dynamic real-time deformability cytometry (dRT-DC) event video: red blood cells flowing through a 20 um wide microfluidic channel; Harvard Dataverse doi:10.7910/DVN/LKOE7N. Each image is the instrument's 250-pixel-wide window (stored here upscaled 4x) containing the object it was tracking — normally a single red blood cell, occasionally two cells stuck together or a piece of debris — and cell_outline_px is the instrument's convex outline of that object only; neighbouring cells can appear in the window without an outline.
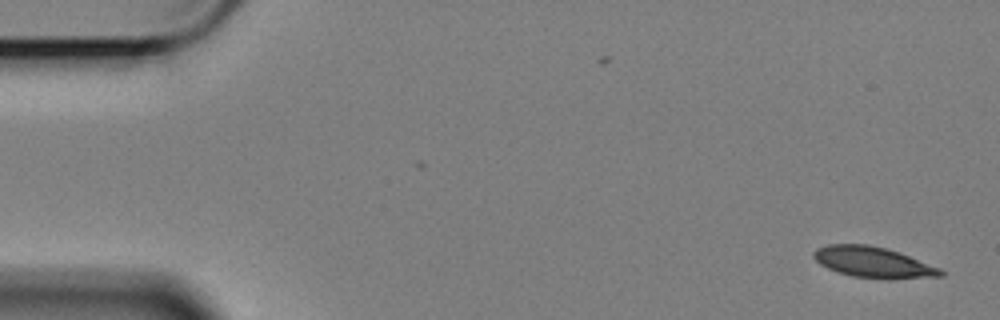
{"species": "Egyptian fruit bat (a non-hibernating species)", "species_latin": "Rousettus aegyptiacus", "temperature_condition": "cold", "stored_images_in_passage": 58, "camera_frame_rate_fps": 3000, "um_per_image_px": 0.085, "animal": {"sex": "female"}, "frame": {"image": 1, "passage_image": 1, "time_ms": 0.0, "image_size_px": [1000, 320], "cell_outline_px": [[944, 276], [888, 280], [852, 276], [836, 272], [820, 264], [812, 256], [812, 252], [816, 248], [828, 244], [868, 244], [900, 252], [940, 268], [944, 272]], "centroid_in_image_um": [74.22, 22.3], "position_along_channel_um": 10.8, "area_um2": 23.12}}
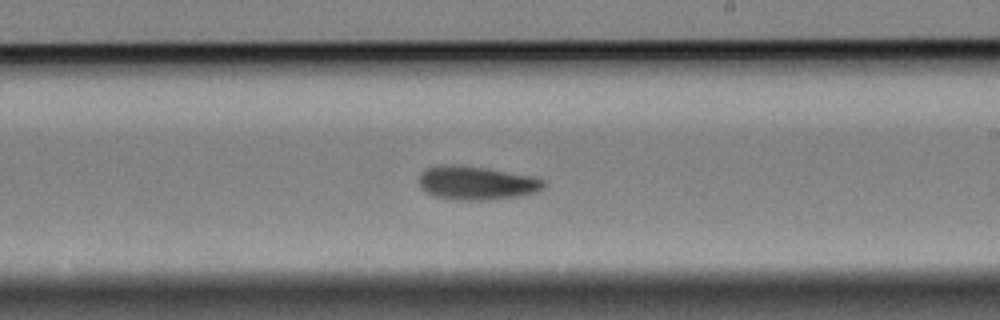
{"frame": {"image": 2, "passage_image": 33, "time_ms": 10.667, "image_size_px": [1000, 320], "cell_outline_px": [[548, 184], [544, 188], [536, 192], [516, 196], [484, 200], [452, 200], [432, 196], [424, 192], [420, 188], [420, 172], [424, 168], [436, 164], [460, 164], [488, 168], [532, 176], [544, 180]], "centroid_in_image_um": [40.44, 15.53], "position_along_channel_um": 248.6, "area_um2": 25.03}}
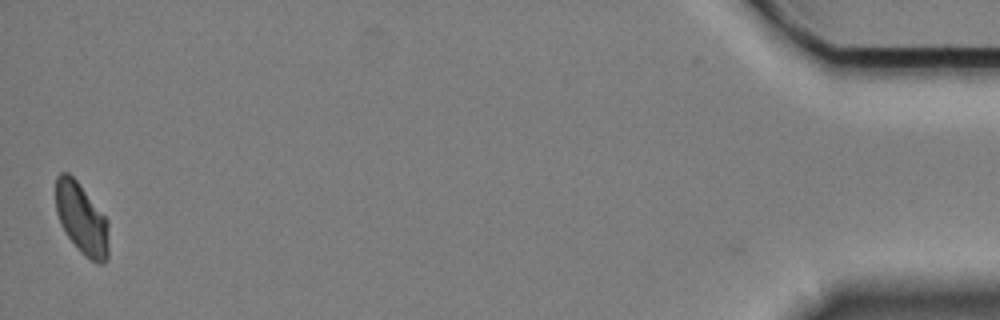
{"frame": {"image": 3, "passage_image": 57, "time_ms": 18.667, "image_size_px": [1000, 320], "cell_outline_px": [[108, 260], [104, 264], [96, 264], [84, 256], [80, 252], [68, 236], [60, 224], [56, 212], [56, 176], [60, 172], [68, 172], [80, 184], [108, 220]], "centroid_in_image_um": [6.95, 18.62], "position_along_channel_um": 428.3, "area_um2": 22.2}, "authors_computed_cell_mechanics": {"area_um2": 23.5824, "velocity_mm_per_s": 3.3685, "shape_relaxation_time_tau1_ms": 6.2197, "shape_relaxation_time_tau2_ms": 8.8607, "deformation_change_tau1": 0.1042, "deformation_change_tau2": 0.1214}}